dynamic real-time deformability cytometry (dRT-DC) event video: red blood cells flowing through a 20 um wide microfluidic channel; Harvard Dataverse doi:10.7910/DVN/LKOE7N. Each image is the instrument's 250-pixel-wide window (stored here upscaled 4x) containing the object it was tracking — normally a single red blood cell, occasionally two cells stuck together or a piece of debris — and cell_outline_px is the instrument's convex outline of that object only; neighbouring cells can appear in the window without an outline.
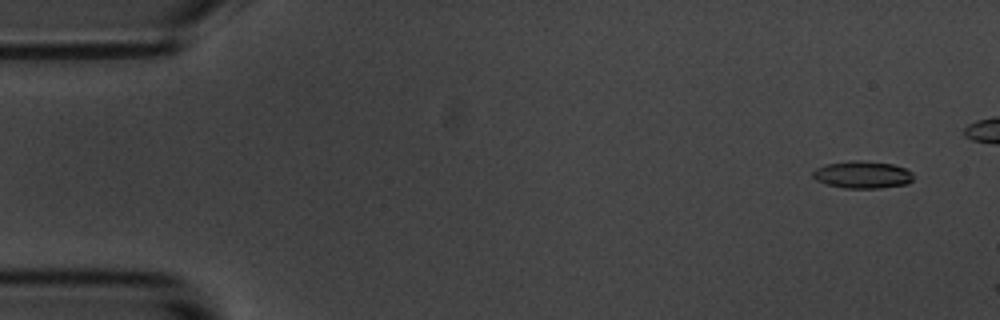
{"species": "common noctule bat (a hibernating species)", "species_latin": "Nyctalus noctula", "temperature_condition": "room temperature", "stored_images_in_passage": 11, "camera_frame_rate_fps": 3000, "um_per_image_px": 0.085, "animal": {"sex": "male", "body_mass_g": 20.1, "forearm_length_mm": 53.5}, "frame": {"image": 1, "passage_image": 4, "time_ms": 1.0, "image_size_px": [1000, 320], "cell_outline_px": [[912, 180], [908, 184], [880, 188], [844, 188], [828, 184], [816, 180], [812, 176], [812, 172], [816, 168], [828, 164], [852, 160], [860, 160], [892, 164], [904, 168], [912, 172]], "centroid_in_image_um": [73.31, 14.85], "position_along_channel_um": 11.7, "area_um2": 15.9}}